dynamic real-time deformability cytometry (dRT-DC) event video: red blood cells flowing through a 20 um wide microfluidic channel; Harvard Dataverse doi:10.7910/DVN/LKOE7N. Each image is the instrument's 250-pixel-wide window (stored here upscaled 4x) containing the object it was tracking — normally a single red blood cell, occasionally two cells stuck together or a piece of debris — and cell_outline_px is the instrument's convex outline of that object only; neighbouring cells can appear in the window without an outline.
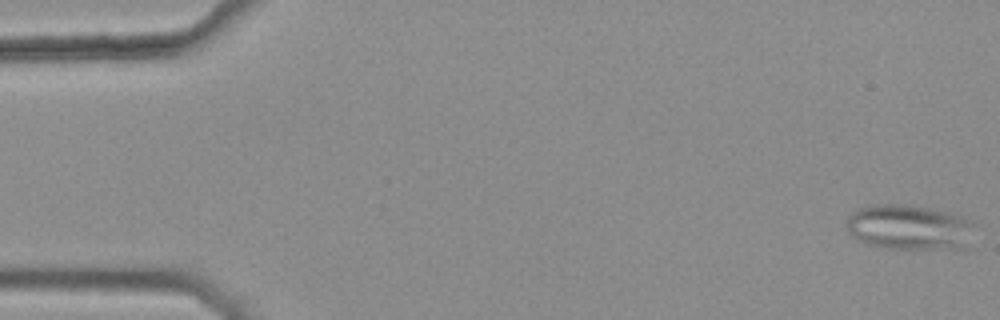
{"species": "common noctule bat (a hibernating species)", "species_latin": "Nyctalus noctula", "temperature_condition": "warm", "stored_images_in_passage": 45, "camera_frame_rate_fps": 3000, "um_per_image_px": 0.085, "animal": {"sex": "female", "body_mass_g": 25.1}, "frame": {"image": 1, "passage_image": 1, "time_ms": 0.0, "image_size_px": [1000, 320], "cell_outline_px": [[976, 224], [964, 248], [888, 248], [868, 244], [856, 240], [848, 228], [848, 216], [852, 212], [868, 204], [912, 204], [948, 212], [972, 220]], "centroid_in_image_um": [77.29, 19.29], "position_along_channel_um": 7.7, "area_um2": 33.64}}
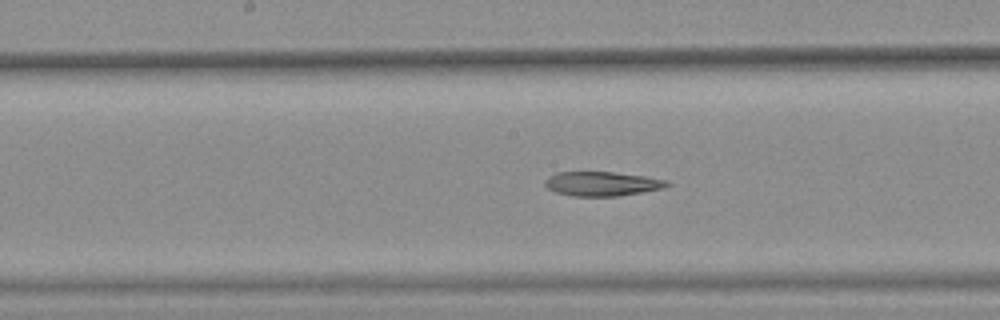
{"frame": {"image": 2, "passage_image": 27, "time_ms": 8.667, "image_size_px": [1000, 320], "cell_outline_px": [[672, 184], [664, 188], [620, 196], [572, 196], [556, 192], [548, 188], [544, 184], [544, 180], [548, 176], [556, 172], [612, 172], [644, 176], [668, 180]], "centroid_in_image_um": [51.18, 15.62], "position_along_channel_um": 197.0, "area_um2": 17.4}}
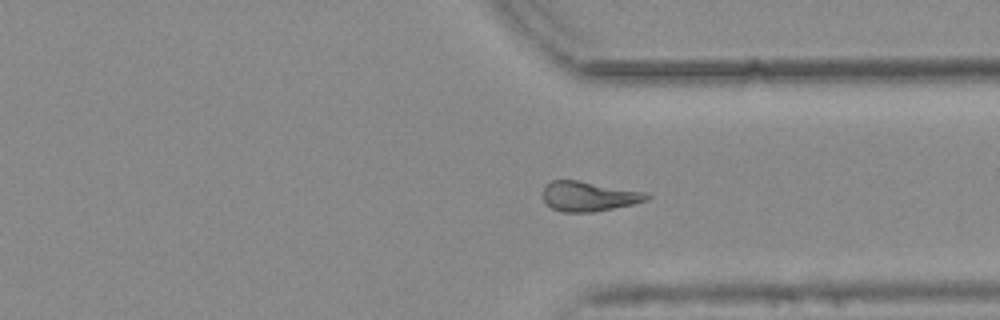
{"frame": {"image": 3, "passage_image": 40, "time_ms": 13.0, "image_size_px": [1000, 320], "cell_outline_px": [[652, 196], [648, 200], [632, 204], [592, 212], [564, 212], [552, 208], [544, 200], [544, 184], [552, 180], [576, 180], [648, 192]], "centroid_in_image_um": [50.07, 16.67], "position_along_channel_um": 361.3, "area_um2": 17.98}, "authors_computed_cell_mechanics": {"area_um2": 18.8428, "velocity_mm_per_s": 3.7793, "shape_relaxation_time_tau1_ms": null, "shape_relaxation_time_tau2_ms": 10.5831, "deformation_change_tau1": null, "deformation_change_tau2": 0.2326}}